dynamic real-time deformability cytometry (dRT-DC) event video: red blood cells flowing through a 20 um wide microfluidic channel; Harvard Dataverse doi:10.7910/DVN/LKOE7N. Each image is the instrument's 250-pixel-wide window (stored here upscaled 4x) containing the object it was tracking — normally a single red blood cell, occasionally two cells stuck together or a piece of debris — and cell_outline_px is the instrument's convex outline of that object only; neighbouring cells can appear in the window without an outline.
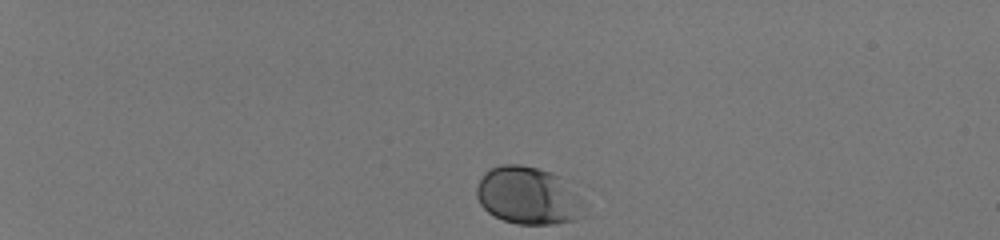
{"species": "human", "species_latin": "Homo sapiens", "temperature_condition": "room temperature", "stored_images_in_passage": 38, "camera_frame_rate_fps": 3000, "um_per_image_px": 0.085, "donor": {"sex": "male"}, "frame": {"image": 1, "passage_image": 1, "time_ms": 0.0, "image_size_px": [1000, 240], "cell_outline_px": [[572, 220], [556, 224], [516, 224], [504, 220], [488, 212], [480, 204], [476, 196], [476, 188], [484, 172], [488, 168], [500, 164], [520, 164], [552, 172], [560, 176]], "centroid_in_image_um": [44.49, 16.57], "position_along_channel_um": 40.5, "area_um2": 32.95}}
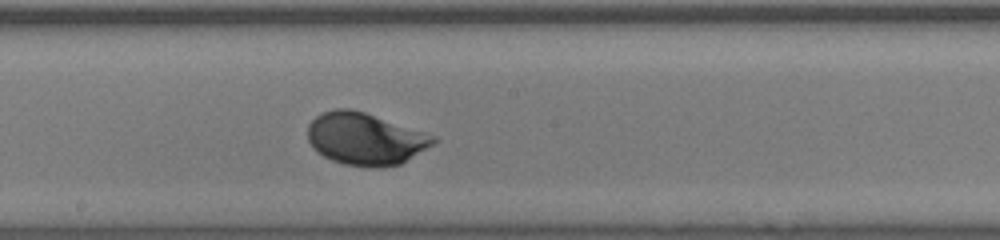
{"frame": {"image": 2, "passage_image": 22, "time_ms": 7.0, "image_size_px": [1000, 240], "cell_outline_px": [[436, 140], [432, 144], [400, 164], [376, 168], [368, 168], [344, 164], [332, 160], [316, 152], [312, 148], [308, 140], [308, 124], [316, 116], [324, 112], [336, 108], [352, 108], [436, 136]], "centroid_in_image_um": [30.99, 11.8], "position_along_channel_um": 217.2, "area_um2": 37.97}}
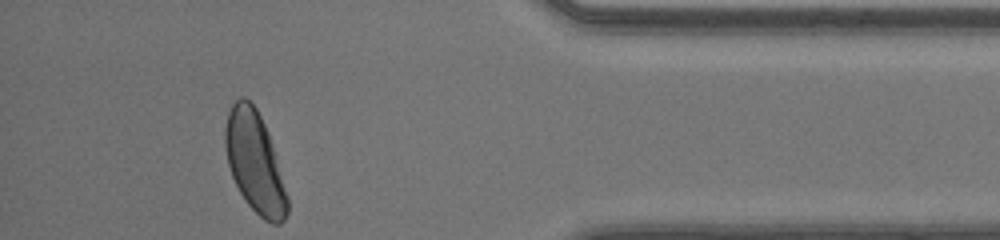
{"frame": {"image": 3, "passage_image": 38, "time_ms": 12.333, "image_size_px": [1000, 240], "cell_outline_px": [[288, 212], [284, 220], [280, 224], [272, 224], [264, 220], [248, 204], [240, 192], [232, 176], [228, 164], [224, 144], [224, 132], [228, 112], [232, 104], [240, 96], [244, 96], [256, 108], [268, 132], [288, 196]], "centroid_in_image_um": [21.65, 13.79], "position_along_channel_um": 413.6, "area_um2": 36.24}, "authors_computed_cell_mechanics": {"area_um2": 36.2406, "velocity_mm_per_s": 4.0794, "shape_relaxation_time_tau1_ms": 1.7246, "shape_relaxation_time_tau2_ms": null, "deformation_change_tau1": 0.1063, "deformation_change_tau2": null}}